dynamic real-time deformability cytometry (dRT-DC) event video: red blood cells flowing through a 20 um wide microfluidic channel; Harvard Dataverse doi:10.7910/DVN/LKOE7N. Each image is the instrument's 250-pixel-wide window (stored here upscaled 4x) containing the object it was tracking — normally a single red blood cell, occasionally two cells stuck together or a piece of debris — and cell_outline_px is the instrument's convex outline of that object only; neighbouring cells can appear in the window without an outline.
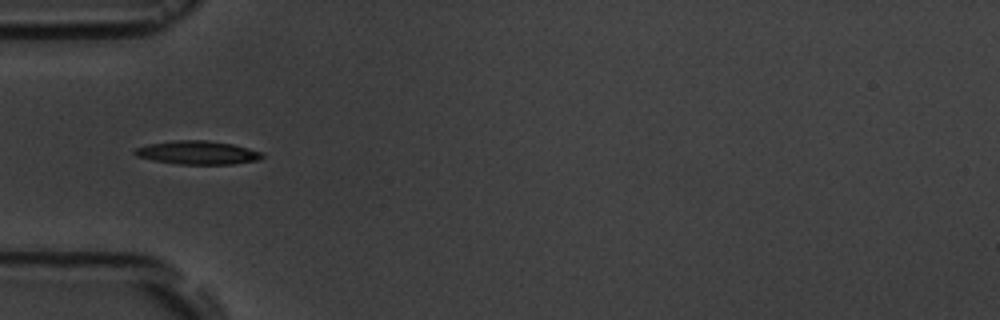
{"species": "common noctule bat (a hibernating species)", "species_latin": "Nyctalus noctula", "temperature_condition": "room temperature", "stored_images_in_passage": 5, "camera_frame_rate_fps": 3000, "um_per_image_px": 0.085, "animal": {"sex": "male", "body_mass_g": 19.5, "forearm_length_mm": 54.6}, "frame": {"image": 1, "passage_image": 4, "time_ms": 4.333, "image_size_px": [1000, 320], "cell_outline_px": [[264, 156], [256, 160], [232, 164], [180, 164], [152, 160], [136, 156], [132, 152], [136, 148], [148, 144], [172, 140], [204, 140], [232, 144], [264, 152]], "centroid_in_image_um": [16.77, 12.97], "position_along_channel_um": 68.2, "area_um2": 17.4}}
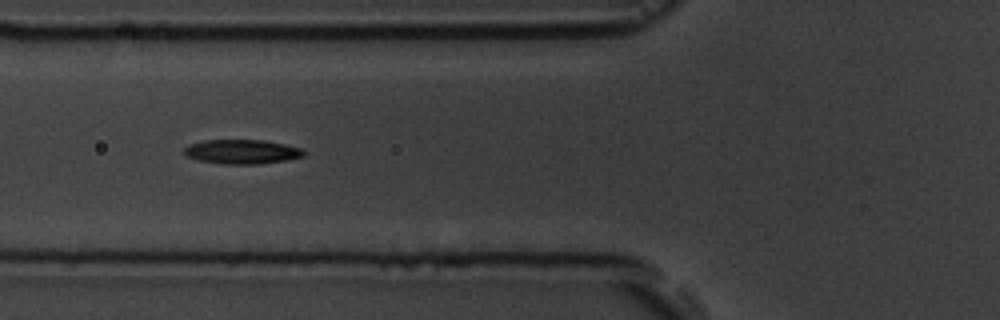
{"frame": {"image": 2, "passage_image": 5, "time_ms": 5.333, "image_size_px": [1000, 320], "cell_outline_px": [[304, 156], [288, 160], [260, 164], [224, 164], [200, 160], [184, 156], [184, 148], [188, 144], [204, 140], [264, 140], [284, 144], [300, 148], [304, 152]], "centroid_in_image_um": [20.54, 12.89], "position_along_channel_um": 105.3, "area_um2": 16.99}}